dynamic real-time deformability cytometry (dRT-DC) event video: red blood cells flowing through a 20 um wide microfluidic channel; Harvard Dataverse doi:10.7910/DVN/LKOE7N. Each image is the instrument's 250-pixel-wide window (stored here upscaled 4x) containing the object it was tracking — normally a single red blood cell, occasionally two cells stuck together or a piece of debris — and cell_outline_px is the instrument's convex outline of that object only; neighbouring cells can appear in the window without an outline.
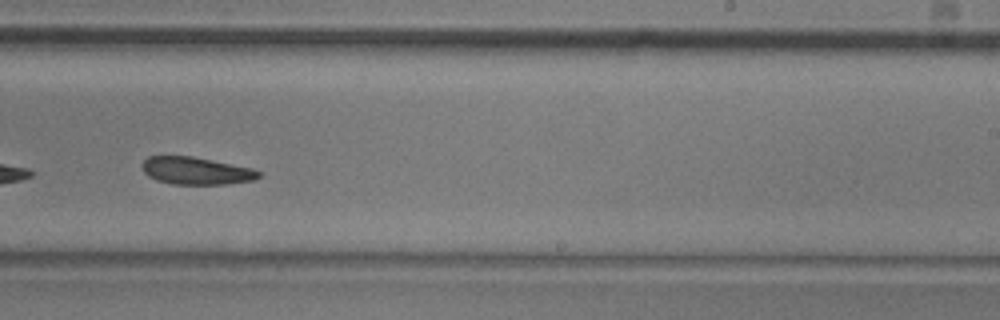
{"species": "common noctule bat (a hibernating species)", "species_latin": "Nyctalus noctula", "temperature_condition": "room temperature", "stored_images_in_passage": 39, "camera_frame_rate_fps": 3000, "um_per_image_px": 0.085, "animal": {"sex": "male", "body_mass_g": 20.5, "forearm_length_mm": 52.5}, "frame": {"image": 1, "passage_image": 28, "time_ms": 9.0, "image_size_px": [1000, 320], "cell_outline_px": [[264, 172], [260, 176], [252, 180], [228, 184], [172, 184], [156, 180], [148, 176], [144, 172], [144, 160], [148, 156], [192, 156], [252, 168]], "centroid_in_image_um": [16.7, 14.52], "position_along_channel_um": 272.3, "area_um2": 18.55}}
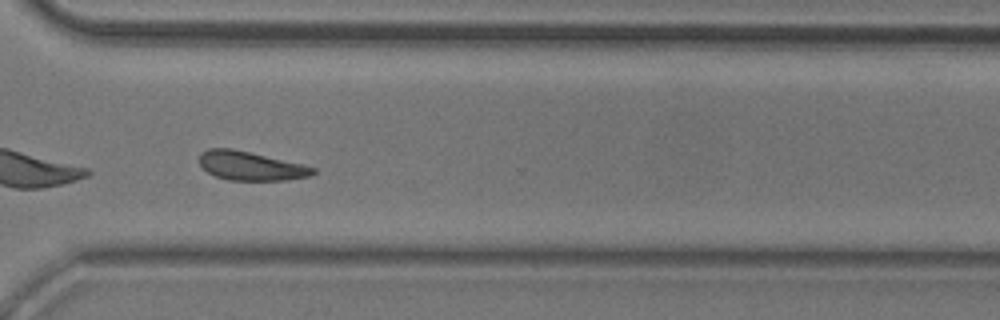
{"frame": {"image": 2, "passage_image": 34, "time_ms": 11.0, "image_size_px": [1000, 320], "cell_outline_px": [[316, 172], [312, 176], [284, 180], [228, 180], [216, 176], [208, 172], [200, 164], [200, 152], [208, 148], [232, 148], [304, 164], [316, 168]], "centroid_in_image_um": [21.34, 14.09], "position_along_channel_um": 349.3, "area_um2": 19.19}, "authors_computed_cell_mechanics": {"area_um2": 19.8832, "velocity_mm_per_s": 3.853, "shape_relaxation_time_tau1_ms": 7.7419, "shape_relaxation_time_tau2_ms": 6.579, "deformation_change_tau1": 0.1328, "deformation_change_tau2": 0.1567}}